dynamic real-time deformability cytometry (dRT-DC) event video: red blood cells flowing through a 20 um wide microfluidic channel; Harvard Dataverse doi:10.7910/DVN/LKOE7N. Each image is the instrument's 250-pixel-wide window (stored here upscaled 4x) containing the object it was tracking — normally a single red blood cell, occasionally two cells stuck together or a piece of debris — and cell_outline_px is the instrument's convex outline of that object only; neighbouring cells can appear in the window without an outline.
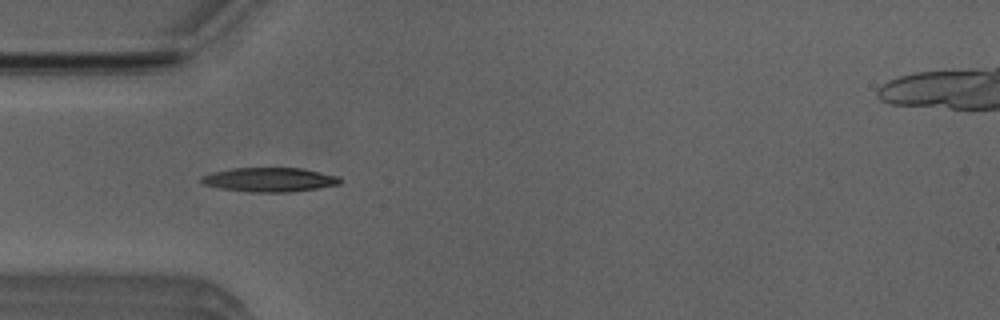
{"species": "Egyptian fruit bat (a non-hibernating species)", "species_latin": "Rousettus aegyptiacus", "temperature_condition": "room temperature", "stored_images_in_passage": 4, "camera_frame_rate_fps": 3000, "um_per_image_px": 0.085, "animal": {"sex": "male"}, "frame": {"image": 1, "passage_image": 4, "time_ms": 3.333, "image_size_px": [1000, 320], "cell_outline_px": [[344, 180], [340, 184], [292, 192], [248, 192], [220, 188], [200, 184], [200, 176], [212, 172], [232, 168], [304, 168], [340, 176]], "centroid_in_image_um": [22.91, 15.27], "position_along_channel_um": 62.1, "area_um2": 19.88}}